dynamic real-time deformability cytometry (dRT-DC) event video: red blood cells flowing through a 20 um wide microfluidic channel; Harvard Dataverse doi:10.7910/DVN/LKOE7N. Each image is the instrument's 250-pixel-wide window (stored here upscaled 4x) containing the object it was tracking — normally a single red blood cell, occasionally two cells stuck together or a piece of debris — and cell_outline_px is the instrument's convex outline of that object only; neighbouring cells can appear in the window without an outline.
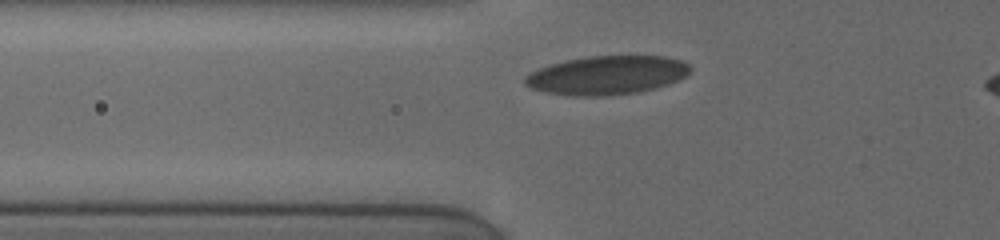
{"species": "human", "species_latin": "Homo sapiens", "temperature_condition": "cold", "stored_images_in_passage": 13, "camera_frame_rate_fps": 3000, "um_per_image_px": 0.085, "donor": {"sex": "female"}, "frame": {"image": 1, "passage_image": 3, "time_ms": 0.333, "image_size_px": [1000, 240], "cell_outline_px": [[692, 68], [684, 76], [668, 84], [656, 88], [640, 92], [604, 96], [572, 96], [544, 92], [528, 88], [524, 84], [524, 76], [540, 68], [564, 60], [588, 56], [668, 56], [680, 60], [688, 64]], "centroid_in_image_um": [51.55, 6.4], "position_along_channel_um": 74.2, "area_um2": 37.45}}
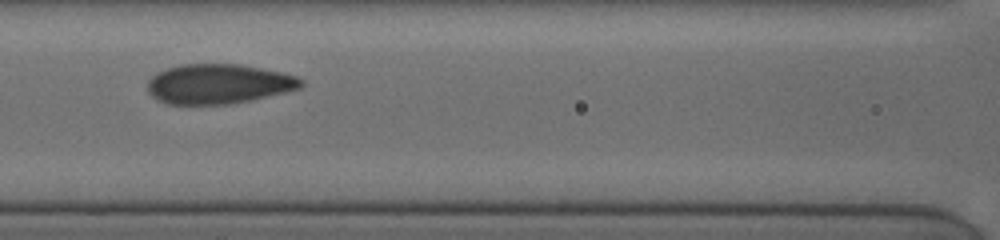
{"frame": {"image": 2, "passage_image": 9, "time_ms": 2.333, "image_size_px": [1000, 240], "cell_outline_px": [[304, 84], [300, 88], [284, 92], [248, 100], [228, 104], [168, 104], [156, 100], [148, 92], [148, 80], [156, 72], [180, 64], [240, 64], [280, 72], [296, 76], [304, 80]], "centroid_in_image_um": [18.54, 7.13], "position_along_channel_um": 148.1, "area_um2": 35.43}}
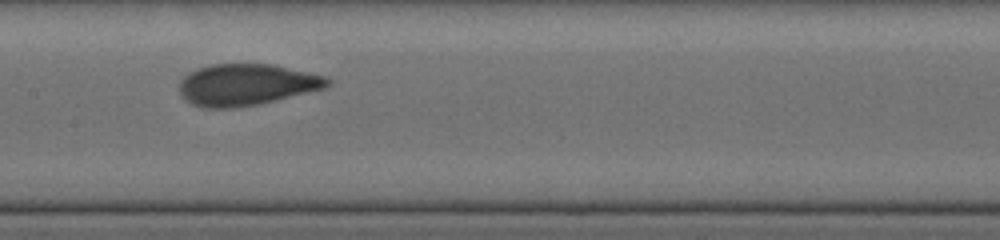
{"frame": {"image": 3, "passage_image": 12, "time_ms": 3.333, "image_size_px": [1000, 240], "cell_outline_px": [[332, 84], [324, 88], [260, 104], [232, 108], [200, 108], [192, 104], [180, 96], [180, 80], [188, 72], [196, 68], [212, 64], [272, 64], [328, 76], [332, 80]], "centroid_in_image_um": [20.95, 7.2], "position_along_channel_um": 186.5, "area_um2": 36.18}}